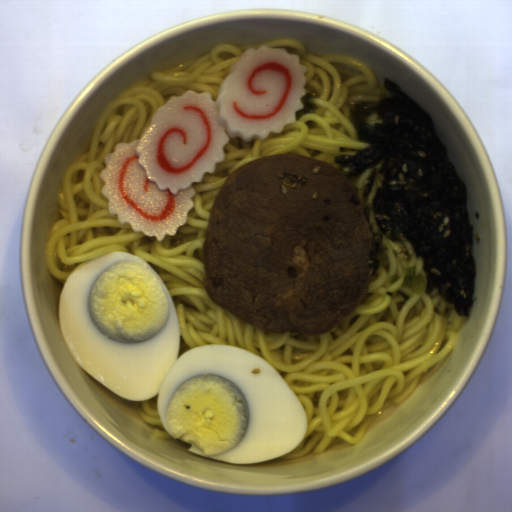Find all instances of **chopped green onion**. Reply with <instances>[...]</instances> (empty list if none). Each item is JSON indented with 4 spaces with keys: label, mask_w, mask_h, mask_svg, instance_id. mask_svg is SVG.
<instances>
[{
    "label": "chopped green onion",
    "mask_w": 512,
    "mask_h": 512,
    "mask_svg": "<svg viewBox=\"0 0 512 512\" xmlns=\"http://www.w3.org/2000/svg\"><path fill=\"white\" fill-rule=\"evenodd\" d=\"M427 279L428 276L416 273V265L408 266L400 286L419 295L427 290Z\"/></svg>",
    "instance_id": "1"
}]
</instances>
